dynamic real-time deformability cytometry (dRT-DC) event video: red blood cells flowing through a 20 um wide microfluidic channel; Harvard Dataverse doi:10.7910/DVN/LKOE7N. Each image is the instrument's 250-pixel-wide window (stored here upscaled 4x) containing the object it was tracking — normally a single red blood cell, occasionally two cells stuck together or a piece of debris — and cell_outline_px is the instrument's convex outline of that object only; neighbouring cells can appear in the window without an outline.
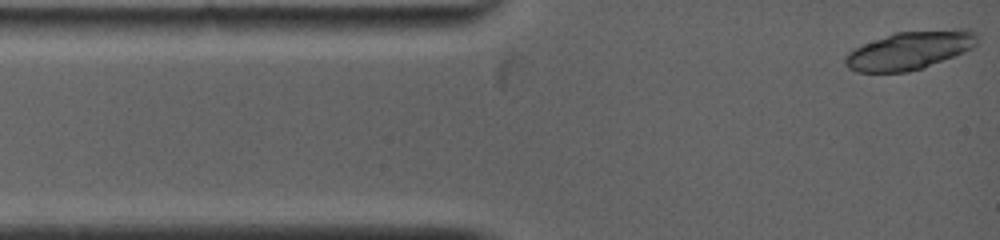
{"species": "common noctule bat (a hibernating species)", "species_latin": "Nyctalus noctula", "temperature_condition": "warm", "stored_images_in_passage": 11, "camera_frame_rate_fps": 5000, "um_per_image_px": 0.085, "animal": {"sex": "female", "body_mass_g": 19.0, "forearm_length_mm": 53.3}, "frame": {"image": 1, "passage_image": 1, "time_ms": 0.0, "image_size_px": [1000, 240], "cell_outline_px": [[976, 44], [972, 48], [924, 68], [908, 72], [856, 72], [848, 68], [844, 64], [844, 56], [848, 52], [864, 44], [896, 32], [956, 28], [968, 28], [976, 32]], "centroid_in_image_um": [77.33, 4.27], "position_along_channel_um": 7.7, "area_um2": 29.48}}